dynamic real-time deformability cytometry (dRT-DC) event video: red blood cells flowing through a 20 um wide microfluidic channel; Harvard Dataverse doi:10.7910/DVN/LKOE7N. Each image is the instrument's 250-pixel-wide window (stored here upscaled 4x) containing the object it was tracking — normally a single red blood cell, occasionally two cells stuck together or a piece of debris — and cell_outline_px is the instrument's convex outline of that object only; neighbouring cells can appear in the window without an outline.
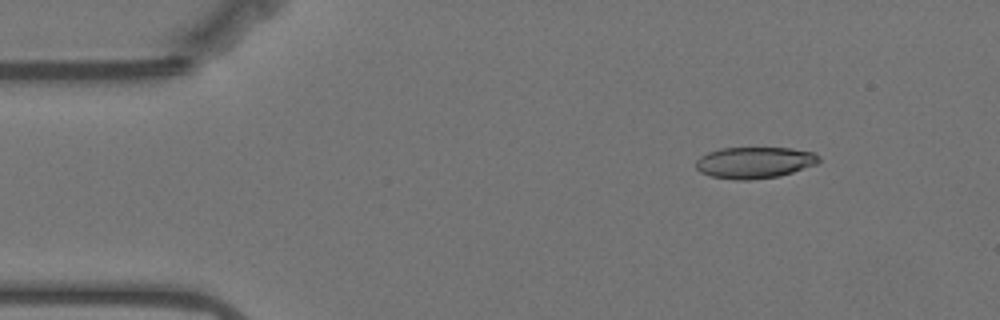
{"species": "Egyptian fruit bat (a non-hibernating species)", "species_latin": "Rousettus aegyptiacus", "temperature_condition": "warm", "stored_images_in_passage": 57, "camera_frame_rate_fps": 3000, "um_per_image_px": 0.085, "animal": {"sex": "female"}, "frame": {"image": 1, "passage_image": 7, "time_ms": 2.0, "image_size_px": [1000, 320], "cell_outline_px": [[820, 160], [816, 164], [780, 176], [748, 180], [736, 180], [712, 176], [700, 172], [696, 168], [696, 160], [700, 156], [708, 152], [720, 148], [792, 148], [812, 152], [820, 156]], "centroid_in_image_um": [64.12, 13.81], "position_along_channel_um": 20.9, "area_um2": 22.48}}
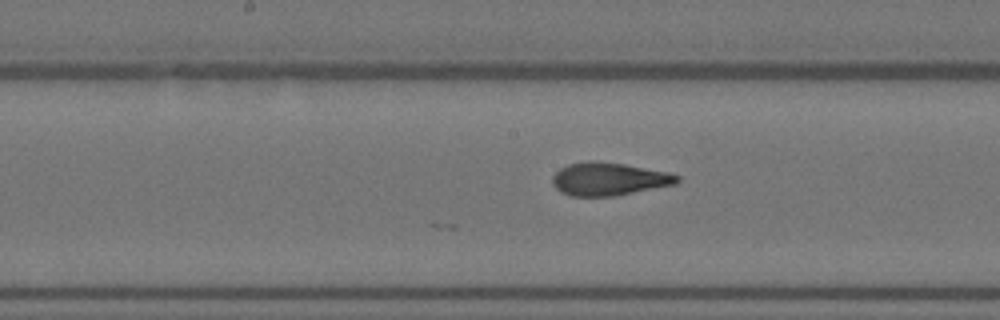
{"frame": {"image": 2, "passage_image": 28, "time_ms": 9.0, "image_size_px": [1000, 320], "cell_outline_px": [[680, 180], [676, 184], [616, 196], [572, 196], [560, 192], [552, 184], [552, 176], [560, 168], [568, 164], [592, 160], [624, 164], [668, 172], [680, 176]], "centroid_in_image_um": [51.75, 15.22], "position_along_channel_um": 196.5, "area_um2": 24.04}}
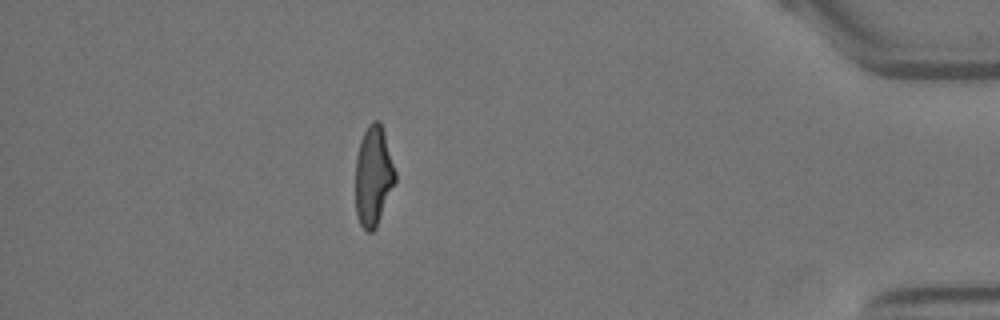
{"frame": {"image": 3, "passage_image": 50, "time_ms": 16.333, "image_size_px": [1000, 320], "cell_outline_px": [[396, 180], [376, 228], [372, 232], [368, 232], [360, 224], [356, 212], [356, 156], [360, 140], [368, 124], [372, 120], [380, 120], [384, 132], [396, 172]], "centroid_in_image_um": [31.74, 14.94], "position_along_channel_um": 403.5, "area_um2": 23.12}, "authors_computed_cell_mechanics": {"area_um2": 23.7558, "velocity_mm_per_s": 3.5185, "shape_relaxation_time_tau1_ms": null, "shape_relaxation_time_tau2_ms": 1.1983, "deformation_change_tau1": null, "deformation_change_tau2": 0.0915}}